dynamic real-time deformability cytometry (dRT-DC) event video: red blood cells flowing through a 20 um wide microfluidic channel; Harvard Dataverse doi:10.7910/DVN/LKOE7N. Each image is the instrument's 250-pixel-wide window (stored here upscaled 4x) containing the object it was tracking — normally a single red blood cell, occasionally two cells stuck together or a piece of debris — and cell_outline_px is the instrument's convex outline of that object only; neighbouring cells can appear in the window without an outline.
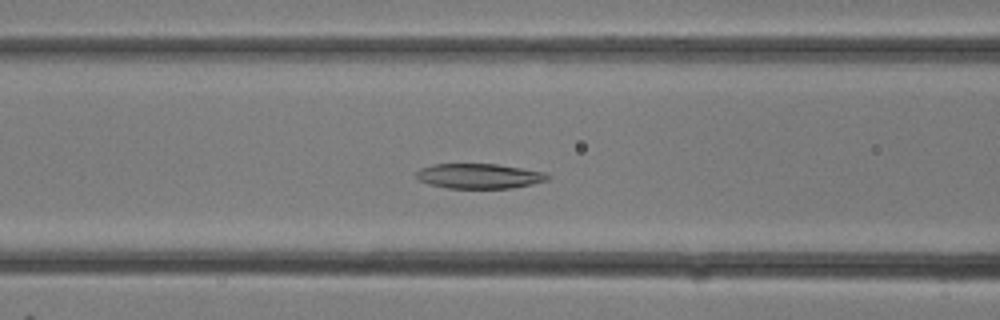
{"species": "common noctule bat (a hibernating species)", "species_latin": "Nyctalus noctula", "temperature_condition": "room temperature", "stored_images_in_passage": 20, "camera_frame_rate_fps": 3000, "um_per_image_px": 0.085, "animal": {"sex": "female"}, "frame": {"image": 1, "passage_image": 11, "time_ms": 3.333, "image_size_px": [1000, 320], "cell_outline_px": [[552, 176], [548, 180], [532, 184], [512, 188], [448, 188], [428, 184], [420, 180], [416, 176], [416, 172], [420, 168], [432, 164], [496, 164], [544, 172]], "centroid_in_image_um": [40.73, 14.96], "position_along_channel_um": 125.9, "area_um2": 19.07}}
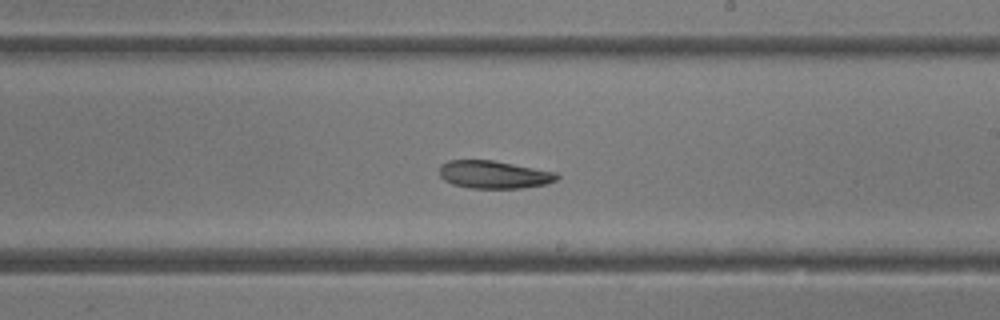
{"frame": {"image": 2, "passage_image": 16, "time_ms": 5.0, "image_size_px": [1000, 320], "cell_outline_px": [[560, 176], [556, 180], [548, 184], [524, 188], [468, 188], [452, 184], [444, 180], [440, 176], [440, 164], [448, 160], [492, 160], [556, 172]], "centroid_in_image_um": [41.98, 14.84], "position_along_channel_um": 247.0, "area_um2": 19.13}}
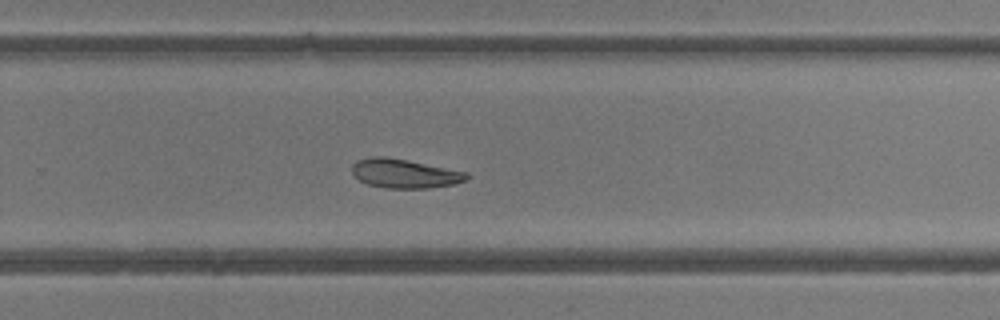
{"frame": {"image": 3, "passage_image": 18, "time_ms": 5.667, "image_size_px": [1000, 320], "cell_outline_px": [[468, 176], [464, 180], [456, 184], [428, 188], [384, 188], [368, 184], [360, 180], [352, 172], [352, 164], [356, 160], [372, 156], [384, 156], [408, 160], [468, 172]], "centroid_in_image_um": [34.37, 14.74], "position_along_channel_um": 295.4, "area_um2": 19.42}}